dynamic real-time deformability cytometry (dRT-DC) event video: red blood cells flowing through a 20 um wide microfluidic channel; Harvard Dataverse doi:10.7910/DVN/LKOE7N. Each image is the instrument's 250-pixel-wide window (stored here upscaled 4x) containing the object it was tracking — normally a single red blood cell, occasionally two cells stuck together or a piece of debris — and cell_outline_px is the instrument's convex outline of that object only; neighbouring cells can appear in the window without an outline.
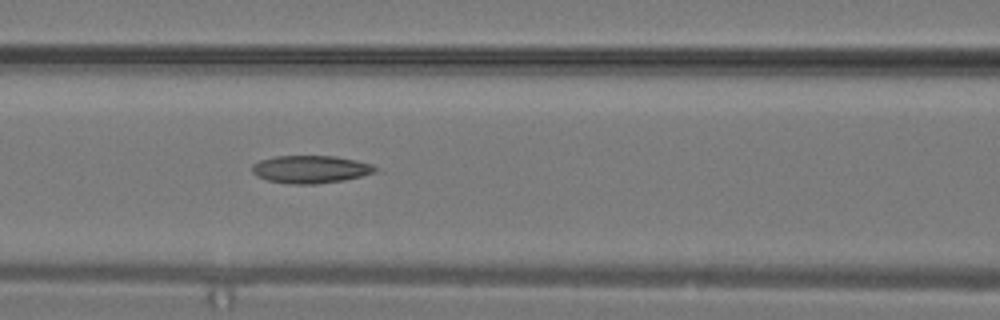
{"species": "common noctule bat (a hibernating species)", "species_latin": "Nyctalus noctula", "temperature_condition": "warm", "stored_images_in_passage": 13, "camera_frame_rate_fps": 3000, "um_per_image_px": 0.085, "animal": {"sex": "male", "body_mass_g": 19.2, "forearm_length_mm": 51.8}, "frame": {"image": 1, "passage_image": 13, "time_ms": 4.0, "image_size_px": [1000, 320], "cell_outline_px": [[376, 168], [372, 172], [360, 176], [344, 180], [316, 184], [288, 184], [268, 180], [256, 176], [252, 172], [252, 164], [260, 160], [276, 156], [336, 156], [356, 160], [372, 164]], "centroid_in_image_um": [26.34, 14.39], "position_along_channel_um": 140.3, "area_um2": 19.77}}